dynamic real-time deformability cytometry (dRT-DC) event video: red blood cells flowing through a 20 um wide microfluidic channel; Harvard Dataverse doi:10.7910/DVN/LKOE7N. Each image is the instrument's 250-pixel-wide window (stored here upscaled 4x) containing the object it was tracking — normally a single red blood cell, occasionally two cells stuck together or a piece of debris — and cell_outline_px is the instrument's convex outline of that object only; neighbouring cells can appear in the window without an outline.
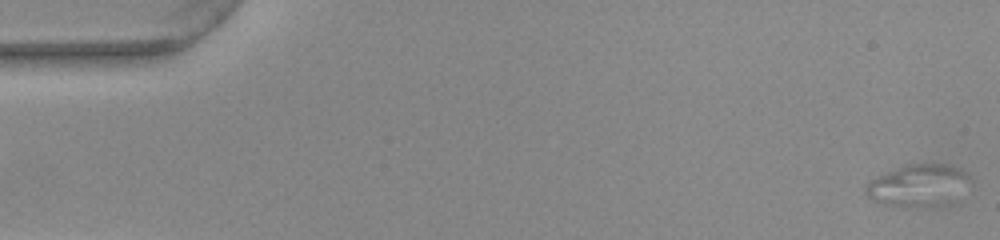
{"species": "common noctule bat (a hibernating species)", "species_latin": "Nyctalus noctula", "temperature_condition": "warm", "stored_images_in_passage": 55, "segment_of_instrument_passage": [1, 3], "camera_frame_rate_fps": 3000, "um_per_image_px": 0.085, "animal": {"sex": "female", "body_mass_g": 22.0, "forearm_length_mm": 56.7}, "frame": {"image": 1, "passage_image": 1, "time_ms": 0.0, "image_size_px": [1000, 240], "cell_outline_px": [[972, 184], [952, 204], [924, 208], [916, 208], [884, 204], [868, 196], [864, 192], [864, 188], [868, 180], [876, 176], [904, 164], [920, 160], [924, 160], [948, 164], [960, 168], [968, 172], [972, 180]], "centroid_in_image_um": [78.15, 15.72], "position_along_channel_um": 6.8, "area_um2": 27.34}}